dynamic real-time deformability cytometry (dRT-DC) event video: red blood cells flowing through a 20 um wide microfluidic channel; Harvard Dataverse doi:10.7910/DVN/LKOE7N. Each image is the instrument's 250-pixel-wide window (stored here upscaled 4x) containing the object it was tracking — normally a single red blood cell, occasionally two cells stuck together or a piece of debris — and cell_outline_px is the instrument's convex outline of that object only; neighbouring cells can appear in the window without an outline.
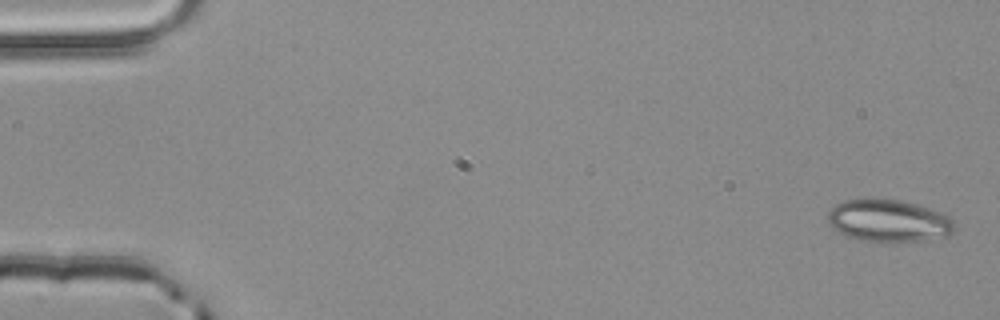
{"species": "common noctule bat (a hibernating species)", "species_latin": "Nyctalus noctula", "temperature_condition": "room temperature", "stored_images_in_passage": 3, "camera_frame_rate_fps": 3000, "um_per_image_px": 0.085, "animal": {"sex": "male", "body_mass_g": 20.4}, "frame": {"image": 1, "passage_image": 1, "time_ms": 0.0, "image_size_px": [1000, 320], "cell_outline_px": [[956, 224], [952, 232], [948, 236], [924, 240], [860, 240], [848, 236], [832, 228], [828, 224], [828, 212], [836, 204], [844, 200], [900, 200], [916, 204], [940, 212], [948, 216]], "centroid_in_image_um": [75.54, 18.76], "position_along_channel_um": 9.5, "area_um2": 30.46}}